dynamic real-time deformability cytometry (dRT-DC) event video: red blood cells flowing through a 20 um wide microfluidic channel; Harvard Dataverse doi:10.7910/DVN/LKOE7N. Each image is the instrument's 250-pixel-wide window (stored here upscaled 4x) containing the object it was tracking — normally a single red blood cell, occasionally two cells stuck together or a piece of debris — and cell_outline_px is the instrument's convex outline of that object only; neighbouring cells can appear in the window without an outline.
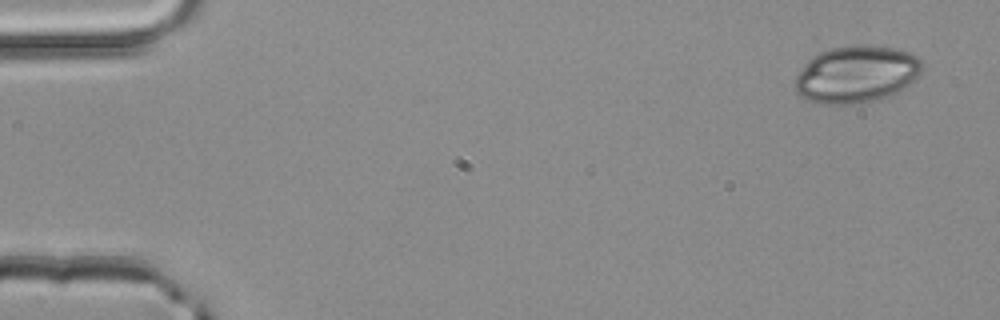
{"species": "common noctule bat (a hibernating species)", "species_latin": "Nyctalus noctula", "temperature_condition": "room temperature", "stored_images_in_passage": 3, "camera_frame_rate_fps": 3000, "um_per_image_px": 0.085, "animal": {"sex": "male", "body_mass_g": 20.4}, "frame": {"image": 1, "passage_image": 1, "time_ms": 0.0, "image_size_px": [1000, 320], "cell_outline_px": [[924, 68], [916, 80], [904, 88], [888, 96], [872, 100], [848, 104], [820, 104], [808, 100], [800, 96], [792, 88], [792, 80], [804, 64], [812, 56], [820, 52], [832, 48], [852, 44], [864, 44], [896, 48], [908, 52], [916, 56], [924, 64]], "centroid_in_image_um": [72.76, 6.3], "position_along_channel_um": 12.2, "area_um2": 42.89}}